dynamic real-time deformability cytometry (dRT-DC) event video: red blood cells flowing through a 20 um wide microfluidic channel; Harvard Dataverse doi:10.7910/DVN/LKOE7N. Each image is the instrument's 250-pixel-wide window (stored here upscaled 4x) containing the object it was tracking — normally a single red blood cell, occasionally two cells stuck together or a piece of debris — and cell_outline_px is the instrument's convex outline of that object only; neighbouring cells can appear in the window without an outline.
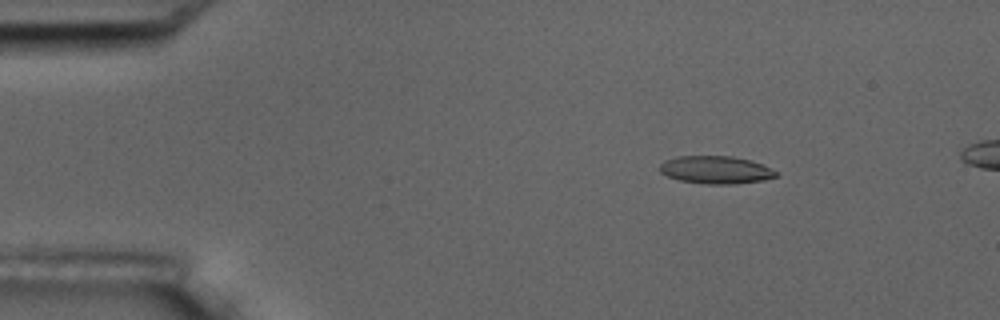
{"species": "common noctule bat (a hibernating species)", "species_latin": "Nyctalus noctula", "temperature_condition": "room temperature", "stored_images_in_passage": 6, "camera_frame_rate_fps": 3000, "um_per_image_px": 0.085, "animal": {"sex": "male", "body_mass_g": 17.5, "forearm_length_mm": 52.3}, "frame": {"image": 1, "passage_image": 3, "time_ms": 2.333, "image_size_px": [1000, 320], "cell_outline_px": [[776, 176], [764, 180], [732, 184], [708, 184], [680, 180], [668, 176], [660, 172], [660, 164], [664, 160], [676, 156], [732, 156], [752, 160], [776, 172]], "centroid_in_image_um": [60.8, 14.43], "position_along_channel_um": 24.2, "area_um2": 18.61}}